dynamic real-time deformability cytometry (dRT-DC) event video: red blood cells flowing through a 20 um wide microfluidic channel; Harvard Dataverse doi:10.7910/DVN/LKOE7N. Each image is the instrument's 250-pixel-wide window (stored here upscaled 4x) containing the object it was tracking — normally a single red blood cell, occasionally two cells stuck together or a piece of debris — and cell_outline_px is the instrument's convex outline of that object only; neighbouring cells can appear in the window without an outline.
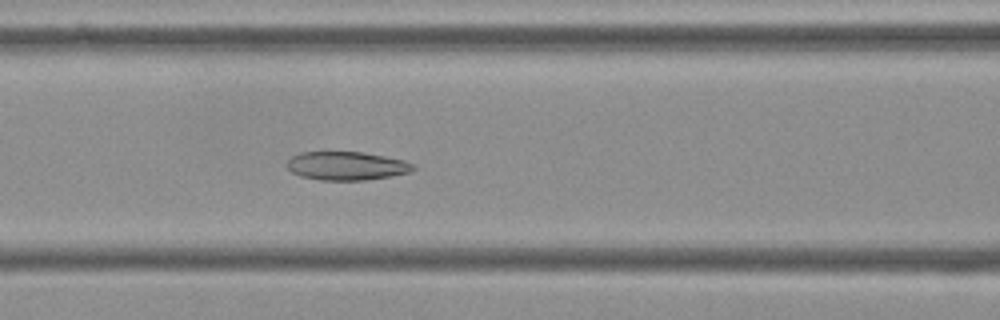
{"species": "Egyptian fruit bat (a non-hibernating species)", "species_latin": "Rousettus aegyptiacus", "temperature_condition": "cold", "stored_images_in_passage": 55, "camera_frame_rate_fps": 3000, "um_per_image_px": 0.085, "frame": {"image": 1, "passage_image": 23, "time_ms": 7.333, "image_size_px": [1000, 320], "cell_outline_px": [[416, 168], [408, 172], [388, 176], [364, 180], [320, 180], [300, 176], [292, 172], [284, 164], [292, 156], [300, 152], [364, 152], [404, 160], [412, 164]], "centroid_in_image_um": [29.4, 14.09], "position_along_channel_um": 137.2, "area_um2": 20.87}}
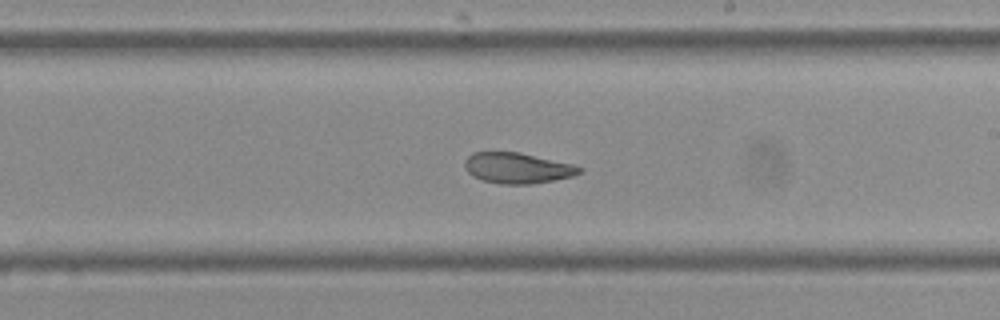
{"frame": {"image": 2, "passage_image": 32, "time_ms": 10.333, "image_size_px": [1000, 320], "cell_outline_px": [[584, 168], [580, 172], [572, 176], [532, 184], [500, 184], [484, 180], [472, 176], [468, 172], [464, 164], [464, 160], [472, 152], [520, 152], [572, 164]], "centroid_in_image_um": [43.95, 14.27], "position_along_channel_um": 245.0, "area_um2": 20.4}}
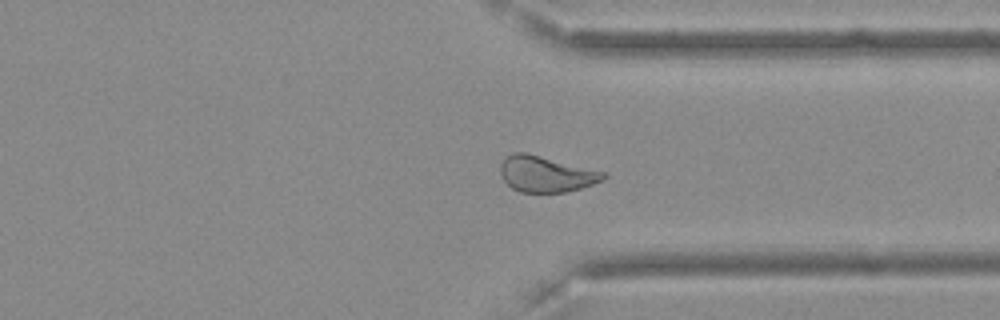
{"frame": {"image": 3, "passage_image": 42, "time_ms": 13.667, "image_size_px": [1000, 320], "cell_outline_px": [[608, 176], [604, 180], [580, 188], [564, 192], [520, 192], [512, 188], [504, 180], [500, 172], [500, 164], [504, 156], [512, 152], [524, 152], [604, 172]], "centroid_in_image_um": [46.37, 14.79], "position_along_channel_um": 365.0, "area_um2": 21.39}, "authors_computed_cell_mechanics": {"area_um2": 22.7154, "velocity_mm_per_s": 3.608, "shape_relaxation_time_tau1_ms": null, "shape_relaxation_time_tau2_ms": 3.2599, "deformation_change_tau1": null, "deformation_change_tau2": 0.0833}}